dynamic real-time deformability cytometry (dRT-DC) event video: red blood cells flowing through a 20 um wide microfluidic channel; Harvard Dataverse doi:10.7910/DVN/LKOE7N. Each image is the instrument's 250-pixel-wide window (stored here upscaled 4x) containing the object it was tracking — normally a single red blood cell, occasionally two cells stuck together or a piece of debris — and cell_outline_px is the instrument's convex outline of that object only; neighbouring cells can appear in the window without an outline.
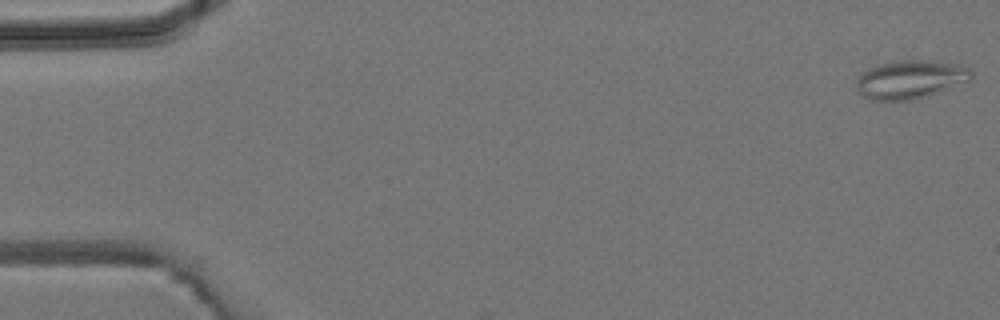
{"species": "common noctule bat (a hibernating species)", "species_latin": "Nyctalus noctula", "temperature_condition": "room temperature", "stored_images_in_passage": 5, "camera_frame_rate_fps": 3000, "um_per_image_px": 0.085, "animal": {"sex": "male", "body_mass_g": 19.2, "forearm_length_mm": 51.8}, "frame": {"image": 1, "passage_image": 1, "time_ms": 0.0, "image_size_px": [1000, 320], "cell_outline_px": [[972, 80], [940, 92], [928, 96], [912, 100], [868, 100], [860, 96], [856, 88], [856, 80], [860, 72], [876, 64], [904, 60], [920, 60], [964, 64], [972, 72]], "centroid_in_image_um": [77.36, 6.76], "position_along_channel_um": 7.6, "area_um2": 26.3}}